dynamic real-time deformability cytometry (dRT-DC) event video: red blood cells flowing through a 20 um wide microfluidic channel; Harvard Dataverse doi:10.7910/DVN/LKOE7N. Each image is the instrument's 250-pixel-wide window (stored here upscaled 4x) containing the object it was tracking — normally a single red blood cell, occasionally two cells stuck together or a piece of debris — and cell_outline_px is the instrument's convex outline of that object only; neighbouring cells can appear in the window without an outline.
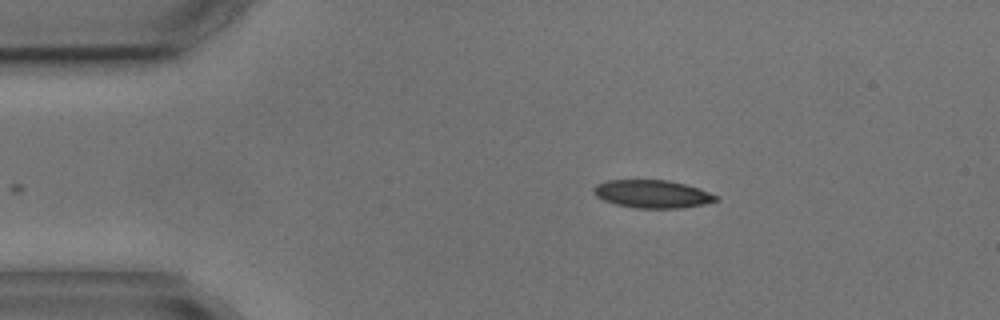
{"species": "common noctule bat (a hibernating species)", "species_latin": "Nyctalus noctula", "temperature_condition": "cold", "stored_images_in_passage": 4, "camera_frame_rate_fps": 3000, "um_per_image_px": 0.085, "animal": {"sex": "male", "body_mass_g": 17.9, "forearm_length_mm": 54.2}, "frame": {"image": 1, "passage_image": 4, "time_ms": 3.667, "image_size_px": [1000, 320], "cell_outline_px": [[720, 200], [704, 204], [680, 208], [636, 208], [616, 204], [604, 200], [596, 196], [592, 192], [592, 188], [596, 184], [608, 180], [668, 180], [684, 184], [720, 196]], "centroid_in_image_um": [55.44, 16.49], "position_along_channel_um": 29.6, "area_um2": 19.88}}